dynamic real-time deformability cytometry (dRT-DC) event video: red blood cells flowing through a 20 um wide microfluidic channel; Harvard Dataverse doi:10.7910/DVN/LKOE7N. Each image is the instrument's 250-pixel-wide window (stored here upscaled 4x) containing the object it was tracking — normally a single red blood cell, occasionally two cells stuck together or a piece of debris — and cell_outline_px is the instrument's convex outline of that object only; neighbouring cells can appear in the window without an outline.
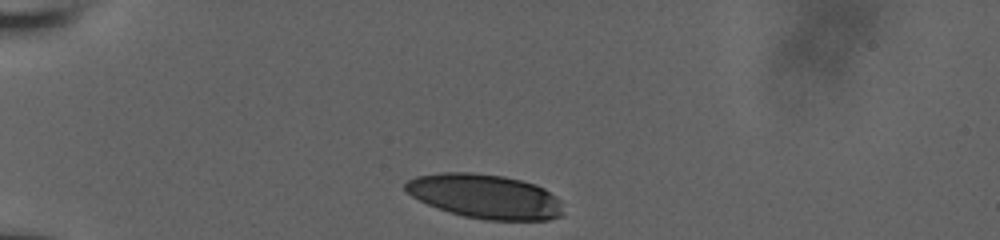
{"species": "human", "species_latin": "Homo sapiens", "temperature_condition": "room temperature", "stored_images_in_passage": 33, "camera_frame_rate_fps": 3000, "um_per_image_px": 0.085, "donor": {"sex": "male"}, "frame": {"image": 1, "passage_image": 1, "time_ms": 0.0, "image_size_px": [1000, 240], "cell_outline_px": [[560, 216], [548, 220], [484, 220], [464, 216], [448, 212], [428, 204], [412, 196], [404, 188], [404, 184], [408, 180], [416, 176], [440, 172], [472, 172], [504, 176], [536, 184], [544, 188], [556, 196], [560, 200]], "centroid_in_image_um": [41.21, 16.68], "position_along_channel_um": 43.8, "area_um2": 40.69}}
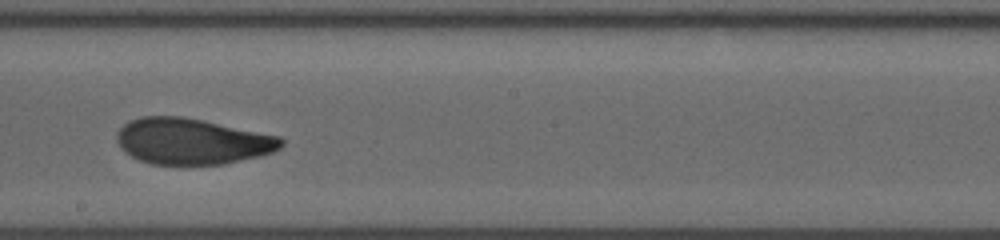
{"frame": {"image": 2, "passage_image": 19, "time_ms": 6.0, "image_size_px": [1000, 240], "cell_outline_px": [[284, 144], [280, 148], [272, 152], [260, 156], [224, 164], [152, 164], [140, 160], [132, 156], [120, 148], [116, 140], [116, 132], [128, 120], [140, 116], [180, 116], [280, 136], [284, 140]], "centroid_in_image_um": [16.3, 12.01], "position_along_channel_um": 231.9, "area_um2": 43.99}}
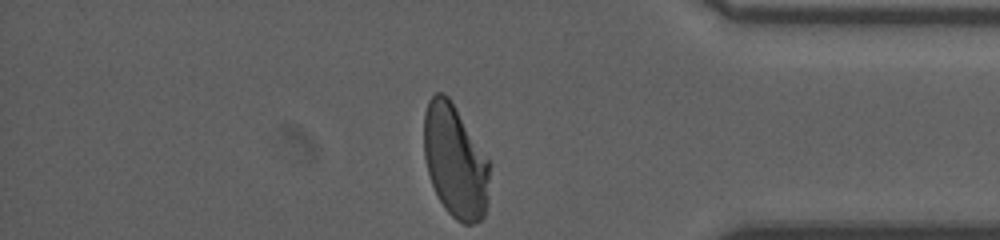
{"frame": {"image": 3, "passage_image": 33, "time_ms": 10.667, "image_size_px": [1000, 240], "cell_outline_px": [[488, 204], [484, 216], [480, 220], [472, 224], [464, 224], [456, 220], [444, 208], [428, 176], [424, 156], [424, 112], [428, 100], [436, 92], [444, 92], [448, 96], [488, 156]], "centroid_in_image_um": [38.68, 13.7], "position_along_channel_um": 396.5, "area_um2": 43.47}, "authors_computed_cell_mechanics": {"area_um2": 44.3904, "velocity_mm_per_s": 3.9126, "shape_relaxation_time_tau1_ms": 7.6552, "shape_relaxation_time_tau2_ms": 0.9739, "deformation_change_tau1": 0.2563, "deformation_change_tau2": 0.0676}}